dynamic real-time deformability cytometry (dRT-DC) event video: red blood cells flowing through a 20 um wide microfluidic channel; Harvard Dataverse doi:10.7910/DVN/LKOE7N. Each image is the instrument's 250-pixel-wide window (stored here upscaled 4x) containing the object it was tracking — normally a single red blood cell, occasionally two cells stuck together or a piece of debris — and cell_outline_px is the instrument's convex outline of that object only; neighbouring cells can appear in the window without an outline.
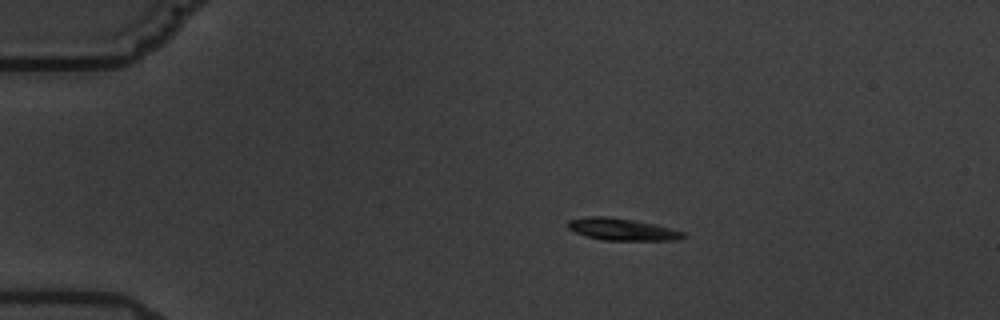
{"species": "common noctule bat (a hibernating species)", "species_latin": "Nyctalus noctula", "temperature_condition": "warm", "stored_images_in_passage": 5, "segment_of_instrument_passage": [1, 2], "camera_frame_rate_fps": 3000, "um_per_image_px": 0.085, "animal": {"sex": "male", "body_mass_g": 19.5, "forearm_length_mm": 54.6}, "frame": {"image": 1, "passage_image": 2, "time_ms": 2.0, "image_size_px": [1000, 320], "cell_outline_px": [[688, 236], [680, 240], [604, 240], [588, 236], [576, 232], [568, 228], [568, 220], [588, 216], [608, 216], [656, 224], [684, 232]], "centroid_in_image_um": [52.92, 19.49], "position_along_channel_um": 32.1, "area_um2": 14.74}}